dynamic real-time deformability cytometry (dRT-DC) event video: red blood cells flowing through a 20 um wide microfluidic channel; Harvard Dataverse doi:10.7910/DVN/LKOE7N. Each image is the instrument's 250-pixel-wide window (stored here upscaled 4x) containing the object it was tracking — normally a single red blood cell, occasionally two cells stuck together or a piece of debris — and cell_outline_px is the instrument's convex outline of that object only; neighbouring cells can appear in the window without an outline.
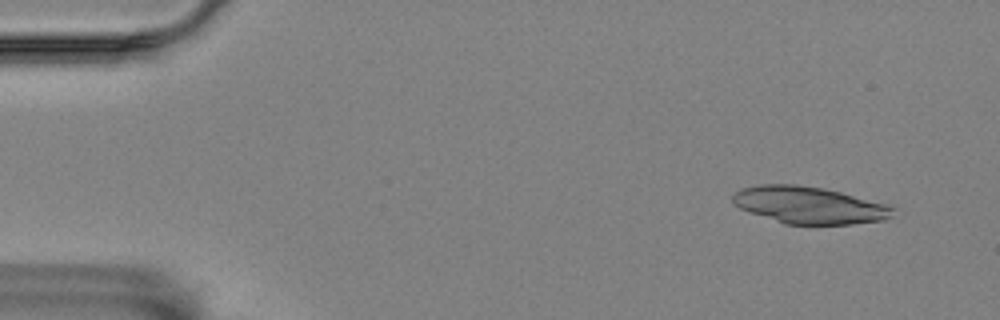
{"species": "Egyptian fruit bat (a non-hibernating species)", "species_latin": "Rousettus aegyptiacus", "temperature_condition": "room temperature", "stored_images_in_passage": 4, "camera_frame_rate_fps": 3000, "um_per_image_px": 0.085, "animal": {"sex": "female"}, "frame": {"image": 1, "passage_image": 1, "time_ms": 0.0, "image_size_px": [1000, 320], "cell_outline_px": [[900, 208], [892, 216], [884, 220], [852, 224], [784, 224], [748, 212], [732, 204], [732, 196], [740, 188], [760, 184], [796, 184], [824, 188], [896, 204]], "centroid_in_image_um": [68.89, 17.43], "position_along_channel_um": 16.1, "area_um2": 35.6}}